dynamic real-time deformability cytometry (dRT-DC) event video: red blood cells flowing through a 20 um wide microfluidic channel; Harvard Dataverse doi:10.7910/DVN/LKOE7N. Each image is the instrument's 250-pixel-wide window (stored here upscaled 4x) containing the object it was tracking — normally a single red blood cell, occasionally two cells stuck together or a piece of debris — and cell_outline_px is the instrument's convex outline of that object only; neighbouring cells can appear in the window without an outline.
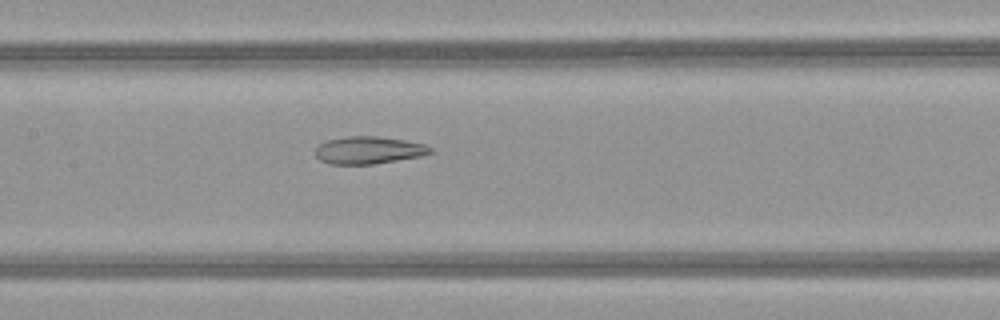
{"species": "common noctule bat (a hibernating species)", "species_latin": "Nyctalus noctula", "temperature_condition": "warm", "stored_images_in_passage": 42, "camera_frame_rate_fps": 3000, "um_per_image_px": 0.085, "animal": {"sex": "female", "body_mass_g": 21.9}, "frame": {"image": 1, "passage_image": 16, "time_ms": 5.0, "image_size_px": [1000, 320], "cell_outline_px": [[436, 152], [420, 156], [376, 164], [328, 164], [320, 160], [316, 156], [316, 148], [320, 144], [328, 140], [348, 136], [376, 136], [404, 140], [424, 144], [432, 148]], "centroid_in_image_um": [31.36, 12.77], "position_along_channel_um": 176.0, "area_um2": 18.38}}
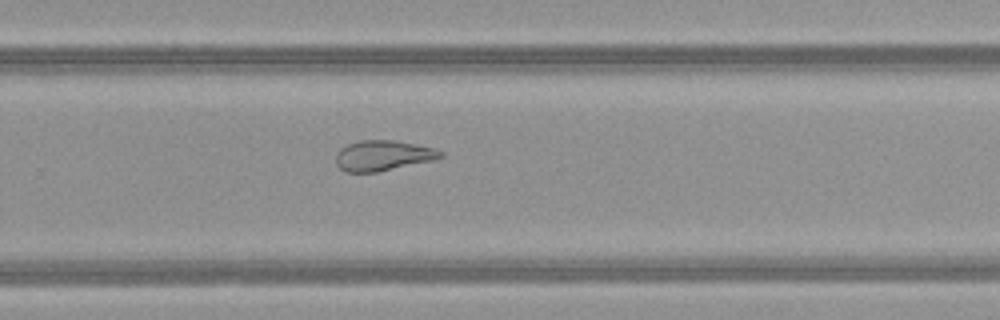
{"frame": {"image": 2, "passage_image": 25, "time_ms": 8.0, "image_size_px": [1000, 320], "cell_outline_px": [[444, 156], [436, 160], [376, 172], [344, 172], [336, 164], [336, 152], [340, 148], [348, 144], [360, 140], [396, 140], [436, 148], [444, 152]], "centroid_in_image_um": [32.58, 13.22], "position_along_channel_um": 297.2, "area_um2": 18.79}}
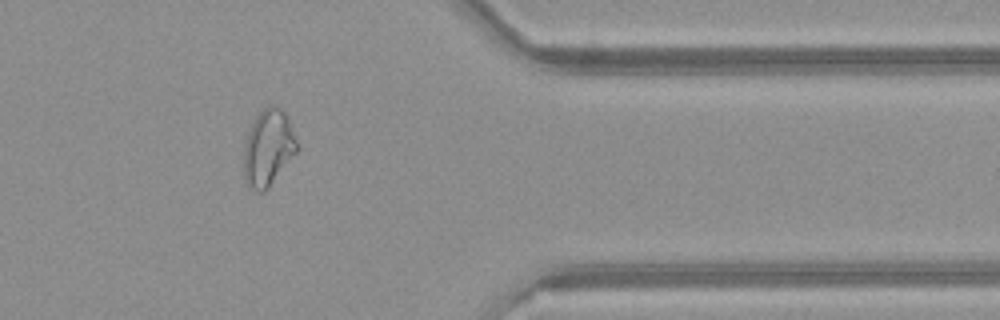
{"frame": {"image": 3, "passage_image": 33, "time_ms": 10.667, "image_size_px": [1000, 320], "cell_outline_px": [[300, 148], [268, 188], [264, 192], [256, 192], [248, 188], [244, 180], [244, 144], [248, 132], [256, 116], [268, 104], [276, 104], [288, 116]], "centroid_in_image_um": [22.8, 12.57], "position_along_channel_um": 388.6, "area_um2": 24.04}, "authors_computed_cell_mechanics": {"area_um2": 22.2819, "velocity_mm_per_s": 4.0586, "shape_relaxation_time_tau1_ms": null, "shape_relaxation_time_tau2_ms": 2.6597, "deformation_change_tau1": null, "deformation_change_tau2": 0.1104}}